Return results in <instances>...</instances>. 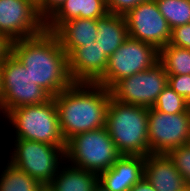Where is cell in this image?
I'll list each match as a JSON object with an SVG mask.
<instances>
[{"label":"cell","instance_id":"4316f807","mask_svg":"<svg viewBox=\"0 0 190 191\" xmlns=\"http://www.w3.org/2000/svg\"><path fill=\"white\" fill-rule=\"evenodd\" d=\"M169 44L190 50V23L171 29Z\"/></svg>","mask_w":190,"mask_h":191},{"label":"cell","instance_id":"6da1fadb","mask_svg":"<svg viewBox=\"0 0 190 191\" xmlns=\"http://www.w3.org/2000/svg\"><path fill=\"white\" fill-rule=\"evenodd\" d=\"M12 53L24 65L33 82L52 97L73 83L67 53L52 32L44 30L34 37L12 41Z\"/></svg>","mask_w":190,"mask_h":191},{"label":"cell","instance_id":"7c38bea8","mask_svg":"<svg viewBox=\"0 0 190 191\" xmlns=\"http://www.w3.org/2000/svg\"><path fill=\"white\" fill-rule=\"evenodd\" d=\"M45 30V20L31 0H0V33L11 41L34 37Z\"/></svg>","mask_w":190,"mask_h":191},{"label":"cell","instance_id":"7402d4cb","mask_svg":"<svg viewBox=\"0 0 190 191\" xmlns=\"http://www.w3.org/2000/svg\"><path fill=\"white\" fill-rule=\"evenodd\" d=\"M170 29L190 23V0H155Z\"/></svg>","mask_w":190,"mask_h":191},{"label":"cell","instance_id":"484cf974","mask_svg":"<svg viewBox=\"0 0 190 191\" xmlns=\"http://www.w3.org/2000/svg\"><path fill=\"white\" fill-rule=\"evenodd\" d=\"M152 0H106L108 13L124 16L134 7Z\"/></svg>","mask_w":190,"mask_h":191},{"label":"cell","instance_id":"2e32d148","mask_svg":"<svg viewBox=\"0 0 190 191\" xmlns=\"http://www.w3.org/2000/svg\"><path fill=\"white\" fill-rule=\"evenodd\" d=\"M107 13L106 0H65L45 21V30L53 32L61 23L75 18L97 20Z\"/></svg>","mask_w":190,"mask_h":191},{"label":"cell","instance_id":"9c48e42d","mask_svg":"<svg viewBox=\"0 0 190 191\" xmlns=\"http://www.w3.org/2000/svg\"><path fill=\"white\" fill-rule=\"evenodd\" d=\"M167 85L168 74L158 61L149 69L121 79L110 92L120 103L151 108Z\"/></svg>","mask_w":190,"mask_h":191},{"label":"cell","instance_id":"ac0fdd59","mask_svg":"<svg viewBox=\"0 0 190 191\" xmlns=\"http://www.w3.org/2000/svg\"><path fill=\"white\" fill-rule=\"evenodd\" d=\"M64 164L45 187V191H93L98 183V174L74 167L69 163L67 165L66 162Z\"/></svg>","mask_w":190,"mask_h":191},{"label":"cell","instance_id":"44dd1931","mask_svg":"<svg viewBox=\"0 0 190 191\" xmlns=\"http://www.w3.org/2000/svg\"><path fill=\"white\" fill-rule=\"evenodd\" d=\"M159 62L168 75L190 74V50L167 44L159 50Z\"/></svg>","mask_w":190,"mask_h":191},{"label":"cell","instance_id":"5bb4252c","mask_svg":"<svg viewBox=\"0 0 190 191\" xmlns=\"http://www.w3.org/2000/svg\"><path fill=\"white\" fill-rule=\"evenodd\" d=\"M145 156L121 155L108 170L98 175V182L109 191H129L144 176Z\"/></svg>","mask_w":190,"mask_h":191},{"label":"cell","instance_id":"3957f363","mask_svg":"<svg viewBox=\"0 0 190 191\" xmlns=\"http://www.w3.org/2000/svg\"><path fill=\"white\" fill-rule=\"evenodd\" d=\"M148 109L110 98L105 128L121 155L149 154Z\"/></svg>","mask_w":190,"mask_h":191},{"label":"cell","instance_id":"603a6c76","mask_svg":"<svg viewBox=\"0 0 190 191\" xmlns=\"http://www.w3.org/2000/svg\"><path fill=\"white\" fill-rule=\"evenodd\" d=\"M152 108L167 114L190 112V104L168 85L159 94Z\"/></svg>","mask_w":190,"mask_h":191},{"label":"cell","instance_id":"8fae6325","mask_svg":"<svg viewBox=\"0 0 190 191\" xmlns=\"http://www.w3.org/2000/svg\"><path fill=\"white\" fill-rule=\"evenodd\" d=\"M124 18L129 37L151 44L158 51L169 44L171 29L155 0L140 3Z\"/></svg>","mask_w":190,"mask_h":191},{"label":"cell","instance_id":"4fadbf2b","mask_svg":"<svg viewBox=\"0 0 190 191\" xmlns=\"http://www.w3.org/2000/svg\"><path fill=\"white\" fill-rule=\"evenodd\" d=\"M67 60L73 83H97L104 76L108 63V57L96 41L75 48Z\"/></svg>","mask_w":190,"mask_h":191},{"label":"cell","instance_id":"9a60e30c","mask_svg":"<svg viewBox=\"0 0 190 191\" xmlns=\"http://www.w3.org/2000/svg\"><path fill=\"white\" fill-rule=\"evenodd\" d=\"M144 177L156 191H182L187 187L167 154H148L145 157Z\"/></svg>","mask_w":190,"mask_h":191},{"label":"cell","instance_id":"f546056e","mask_svg":"<svg viewBox=\"0 0 190 191\" xmlns=\"http://www.w3.org/2000/svg\"><path fill=\"white\" fill-rule=\"evenodd\" d=\"M129 191H156L153 185L143 176Z\"/></svg>","mask_w":190,"mask_h":191},{"label":"cell","instance_id":"ffe728a7","mask_svg":"<svg viewBox=\"0 0 190 191\" xmlns=\"http://www.w3.org/2000/svg\"><path fill=\"white\" fill-rule=\"evenodd\" d=\"M0 191H45V187L8 162L0 174Z\"/></svg>","mask_w":190,"mask_h":191},{"label":"cell","instance_id":"52a82bcc","mask_svg":"<svg viewBox=\"0 0 190 191\" xmlns=\"http://www.w3.org/2000/svg\"><path fill=\"white\" fill-rule=\"evenodd\" d=\"M3 96L0 113L48 102L52 96L33 82L24 65L11 53L1 64Z\"/></svg>","mask_w":190,"mask_h":191},{"label":"cell","instance_id":"4dcf8cb0","mask_svg":"<svg viewBox=\"0 0 190 191\" xmlns=\"http://www.w3.org/2000/svg\"><path fill=\"white\" fill-rule=\"evenodd\" d=\"M93 191H109L106 189L103 185H101L99 182L95 185Z\"/></svg>","mask_w":190,"mask_h":191},{"label":"cell","instance_id":"ba28073f","mask_svg":"<svg viewBox=\"0 0 190 191\" xmlns=\"http://www.w3.org/2000/svg\"><path fill=\"white\" fill-rule=\"evenodd\" d=\"M159 51L151 44L128 37L108 58L104 76L97 82L110 90L118 81L151 68Z\"/></svg>","mask_w":190,"mask_h":191},{"label":"cell","instance_id":"f1b7e54d","mask_svg":"<svg viewBox=\"0 0 190 191\" xmlns=\"http://www.w3.org/2000/svg\"><path fill=\"white\" fill-rule=\"evenodd\" d=\"M12 53V41L0 33V64Z\"/></svg>","mask_w":190,"mask_h":191},{"label":"cell","instance_id":"e0dca14e","mask_svg":"<svg viewBox=\"0 0 190 191\" xmlns=\"http://www.w3.org/2000/svg\"><path fill=\"white\" fill-rule=\"evenodd\" d=\"M96 22V19L75 18L61 23L52 33L68 56L75 48L96 41Z\"/></svg>","mask_w":190,"mask_h":191},{"label":"cell","instance_id":"d6986e66","mask_svg":"<svg viewBox=\"0 0 190 191\" xmlns=\"http://www.w3.org/2000/svg\"><path fill=\"white\" fill-rule=\"evenodd\" d=\"M98 34L96 42L109 58L129 37L124 16L107 13L97 19Z\"/></svg>","mask_w":190,"mask_h":191},{"label":"cell","instance_id":"d4e9b609","mask_svg":"<svg viewBox=\"0 0 190 191\" xmlns=\"http://www.w3.org/2000/svg\"><path fill=\"white\" fill-rule=\"evenodd\" d=\"M168 86L190 104V74L168 75Z\"/></svg>","mask_w":190,"mask_h":191},{"label":"cell","instance_id":"1f68e13d","mask_svg":"<svg viewBox=\"0 0 190 191\" xmlns=\"http://www.w3.org/2000/svg\"><path fill=\"white\" fill-rule=\"evenodd\" d=\"M2 96H3V89H2V73H1V66H0V105L2 101Z\"/></svg>","mask_w":190,"mask_h":191},{"label":"cell","instance_id":"7a4b0ae2","mask_svg":"<svg viewBox=\"0 0 190 191\" xmlns=\"http://www.w3.org/2000/svg\"><path fill=\"white\" fill-rule=\"evenodd\" d=\"M53 98L66 142L77 134L105 127L111 92L104 86L72 83Z\"/></svg>","mask_w":190,"mask_h":191},{"label":"cell","instance_id":"8992f818","mask_svg":"<svg viewBox=\"0 0 190 191\" xmlns=\"http://www.w3.org/2000/svg\"><path fill=\"white\" fill-rule=\"evenodd\" d=\"M8 162L46 187L65 162V148L32 140L14 139Z\"/></svg>","mask_w":190,"mask_h":191},{"label":"cell","instance_id":"5b68a950","mask_svg":"<svg viewBox=\"0 0 190 191\" xmlns=\"http://www.w3.org/2000/svg\"><path fill=\"white\" fill-rule=\"evenodd\" d=\"M120 156L105 127L77 134L66 142L65 161L98 175Z\"/></svg>","mask_w":190,"mask_h":191},{"label":"cell","instance_id":"cb8c5ba5","mask_svg":"<svg viewBox=\"0 0 190 191\" xmlns=\"http://www.w3.org/2000/svg\"><path fill=\"white\" fill-rule=\"evenodd\" d=\"M167 155L183 176L187 186H190V146L188 144L171 149Z\"/></svg>","mask_w":190,"mask_h":191},{"label":"cell","instance_id":"d6a6232c","mask_svg":"<svg viewBox=\"0 0 190 191\" xmlns=\"http://www.w3.org/2000/svg\"><path fill=\"white\" fill-rule=\"evenodd\" d=\"M35 5H37L41 0H31Z\"/></svg>","mask_w":190,"mask_h":191},{"label":"cell","instance_id":"30bf717a","mask_svg":"<svg viewBox=\"0 0 190 191\" xmlns=\"http://www.w3.org/2000/svg\"><path fill=\"white\" fill-rule=\"evenodd\" d=\"M190 138V112L167 114L148 109L149 154H167Z\"/></svg>","mask_w":190,"mask_h":191},{"label":"cell","instance_id":"83f0119b","mask_svg":"<svg viewBox=\"0 0 190 191\" xmlns=\"http://www.w3.org/2000/svg\"><path fill=\"white\" fill-rule=\"evenodd\" d=\"M65 0H41L37 5L39 15L46 21Z\"/></svg>","mask_w":190,"mask_h":191},{"label":"cell","instance_id":"836d02e7","mask_svg":"<svg viewBox=\"0 0 190 191\" xmlns=\"http://www.w3.org/2000/svg\"><path fill=\"white\" fill-rule=\"evenodd\" d=\"M182 191H190V186L185 187Z\"/></svg>","mask_w":190,"mask_h":191},{"label":"cell","instance_id":"277c9868","mask_svg":"<svg viewBox=\"0 0 190 191\" xmlns=\"http://www.w3.org/2000/svg\"><path fill=\"white\" fill-rule=\"evenodd\" d=\"M15 131V139L32 140L66 148L61 133L56 102L26 105L10 110L5 115Z\"/></svg>","mask_w":190,"mask_h":191}]
</instances>
